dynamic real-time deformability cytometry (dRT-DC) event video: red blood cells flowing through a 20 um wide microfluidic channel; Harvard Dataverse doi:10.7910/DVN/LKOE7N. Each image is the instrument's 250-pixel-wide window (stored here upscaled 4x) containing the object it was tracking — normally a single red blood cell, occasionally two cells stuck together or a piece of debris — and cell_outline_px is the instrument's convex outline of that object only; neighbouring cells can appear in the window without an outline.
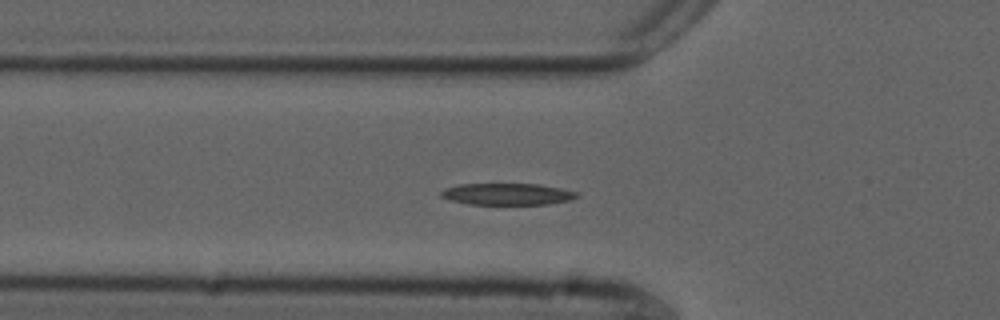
{"species": "common noctule bat (a hibernating species)", "species_latin": "Nyctalus noctula", "temperature_condition": "cold", "stored_images_in_passage": 47, "camera_frame_rate_fps": 3000, "um_per_image_px": 0.085, "animal": {"sex": "male", "forearm_length_mm": 52.5}, "frame": {"image": 1, "passage_image": 10, "time_ms": 3.0, "image_size_px": [1000, 320], "cell_outline_px": [[580, 196], [572, 200], [548, 204], [468, 204], [452, 200], [440, 196], [440, 192], [444, 188], [460, 184], [540, 184], [560, 188], [576, 192]], "centroid_in_image_um": [43.14, 16.49], "position_along_channel_um": 82.7, "area_um2": 17.11}}
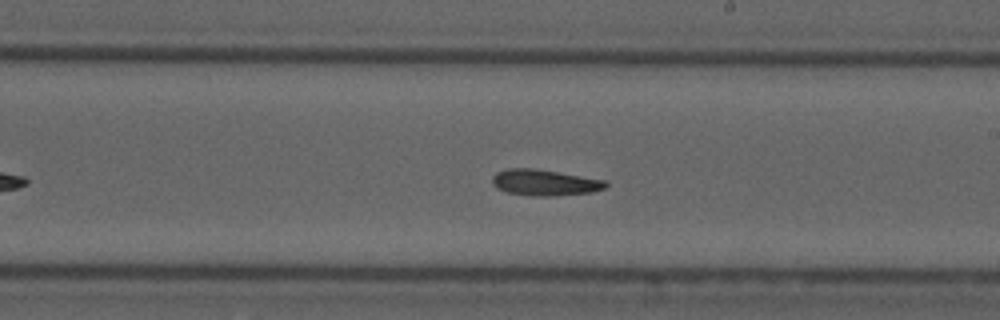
{"frame": {"image": 2, "passage_image": 23, "time_ms": 7.333, "image_size_px": [1000, 320], "cell_outline_px": [[608, 184], [604, 188], [592, 192], [556, 196], [532, 196], [508, 192], [496, 188], [492, 184], [492, 176], [496, 172], [508, 168], [536, 168], [608, 180]], "centroid_in_image_um": [46.31, 15.51], "position_along_channel_um": 242.7, "area_um2": 17.51}}
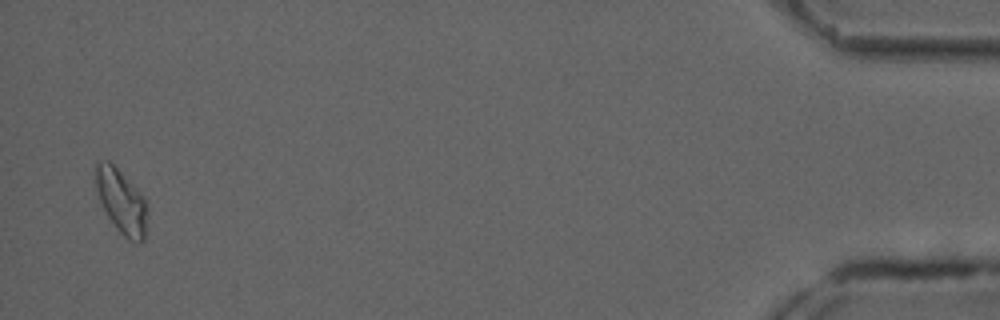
{"frame": {"image": 3, "passage_image": 45, "time_ms": 14.667, "image_size_px": [1000, 320], "cell_outline_px": [[148, 208], [144, 240], [136, 244], [128, 240], [120, 232], [108, 216], [100, 200], [96, 188], [96, 164], [100, 160], [108, 160], [120, 172], [144, 200]], "centroid_in_image_um": [10.32, 17.17], "position_along_channel_um": 424.9, "area_um2": 18.67}}